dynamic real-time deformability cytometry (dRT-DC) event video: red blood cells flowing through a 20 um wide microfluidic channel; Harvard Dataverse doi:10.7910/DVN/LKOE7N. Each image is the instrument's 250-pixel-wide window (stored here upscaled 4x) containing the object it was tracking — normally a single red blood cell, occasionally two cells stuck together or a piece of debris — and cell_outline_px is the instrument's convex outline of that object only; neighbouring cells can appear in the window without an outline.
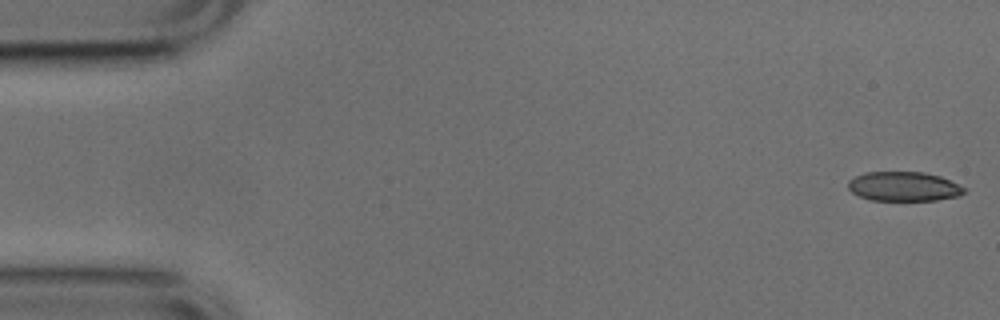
{"species": "common noctule bat (a hibernating species)", "species_latin": "Nyctalus noctula", "temperature_condition": "cold", "stored_images_in_passage": 51, "camera_frame_rate_fps": 3000, "um_per_image_px": 0.085, "animal": {"sex": "male", "body_mass_g": 17.9, "forearm_length_mm": 54.2}, "frame": {"image": 1, "passage_image": 1, "time_ms": 0.0, "image_size_px": [1000, 320], "cell_outline_px": [[968, 188], [960, 196], [936, 200], [868, 200], [852, 192], [848, 188], [848, 180], [864, 172], [924, 172], [940, 176]], "centroid_in_image_um": [76.84, 15.85], "position_along_channel_um": 8.2, "area_um2": 20.0}}
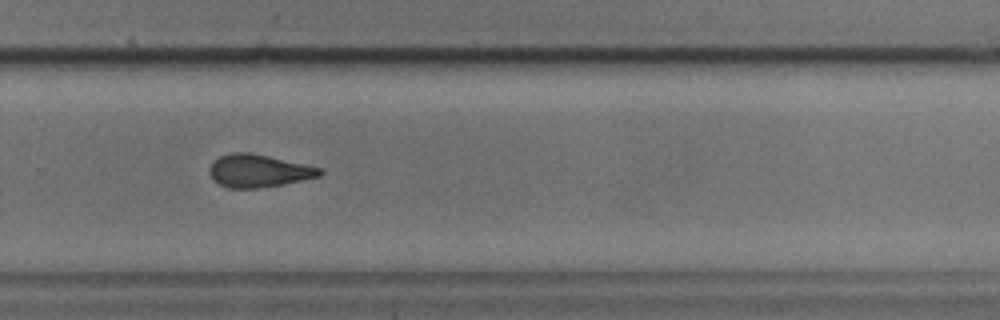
{"frame": {"image": 2, "passage_image": 34, "time_ms": 11.0, "image_size_px": [1000, 320], "cell_outline_px": [[324, 172], [320, 176], [284, 184], [256, 188], [228, 188], [220, 184], [208, 172], [208, 168], [220, 156], [228, 152], [248, 152], [268, 156], [304, 164], [320, 168]], "centroid_in_image_um": [21.97, 14.52], "position_along_channel_um": 307.8, "area_um2": 20.81}}
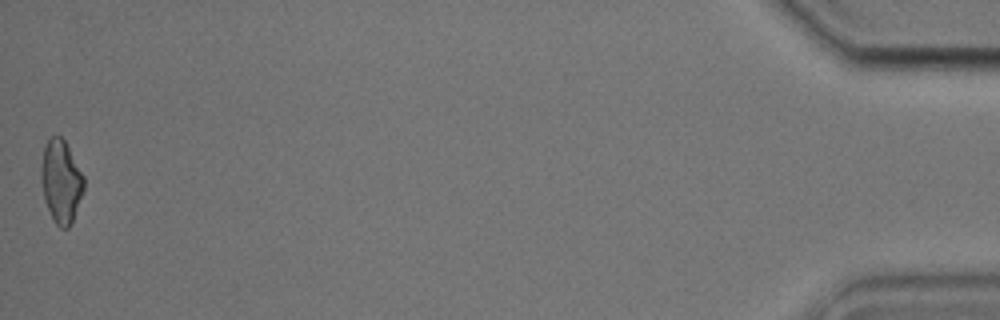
{"frame": {"image": 3, "passage_image": 51, "time_ms": 16.667, "image_size_px": [1000, 320], "cell_outline_px": [[84, 188], [72, 220], [68, 228], [60, 228], [56, 224], [44, 200], [40, 180], [40, 172], [44, 144], [52, 136], [60, 136], [64, 140], [84, 176]], "centroid_in_image_um": [5.16, 15.4], "position_along_channel_um": 430.0, "area_um2": 20.4}, "authors_computed_cell_mechanics": {"area_um2": 21.5016, "velocity_mm_per_s": 3.8537, "shape_relaxation_time_tau1_ms": 8.8576, "shape_relaxation_time_tau2_ms": 2.4076, "deformation_change_tau1": 0.1748, "deformation_change_tau2": 0.1001}}